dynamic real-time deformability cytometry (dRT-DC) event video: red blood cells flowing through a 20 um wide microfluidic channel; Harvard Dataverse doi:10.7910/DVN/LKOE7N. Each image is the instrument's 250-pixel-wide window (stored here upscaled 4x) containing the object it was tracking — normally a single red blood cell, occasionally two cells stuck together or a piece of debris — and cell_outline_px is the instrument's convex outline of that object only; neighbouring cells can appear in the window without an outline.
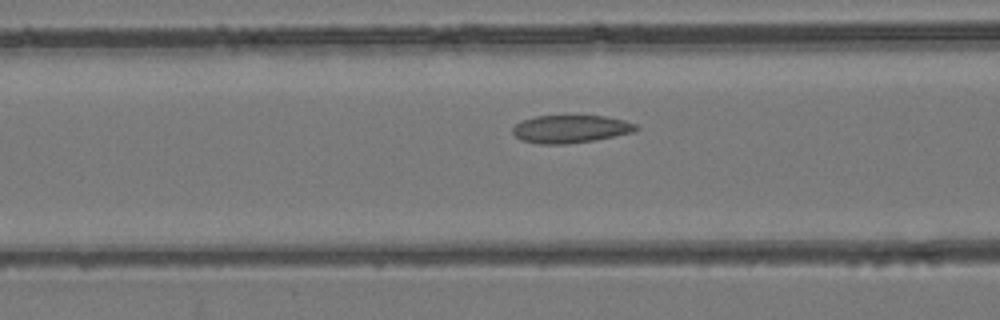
{"species": "common noctule bat (a hibernating species)", "species_latin": "Nyctalus noctula", "temperature_condition": "room temperature", "stored_images_in_passage": 46, "camera_frame_rate_fps": 3000, "um_per_image_px": 0.085, "animal": {"sex": "female", "body_mass_g": 24.6, "forearm_length_mm": 56.2}, "frame": {"image": 1, "passage_image": 17, "time_ms": 5.333, "image_size_px": [1000, 320], "cell_outline_px": [[640, 128], [636, 132], [592, 140], [564, 144], [540, 144], [520, 140], [512, 132], [512, 128], [516, 124], [524, 120], [536, 116], [604, 116], [624, 120], [636, 124]], "centroid_in_image_um": [48.52, 10.96], "position_along_channel_um": 118.1, "area_um2": 19.88}}
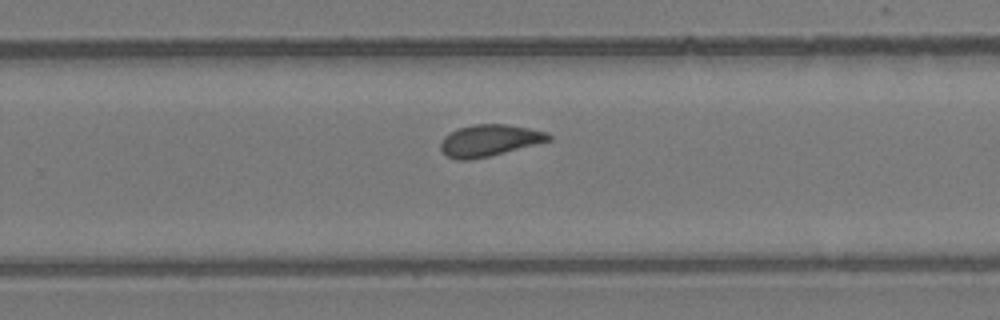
{"frame": {"image": 2, "passage_image": 29, "time_ms": 9.333, "image_size_px": [1000, 320], "cell_outline_px": [[552, 140], [488, 156], [468, 160], [456, 160], [448, 156], [440, 148], [440, 144], [444, 136], [460, 128], [472, 124], [508, 124], [548, 132], [552, 136]], "centroid_in_image_um": [41.61, 11.93], "position_along_channel_um": 288.2, "area_um2": 19.71}}
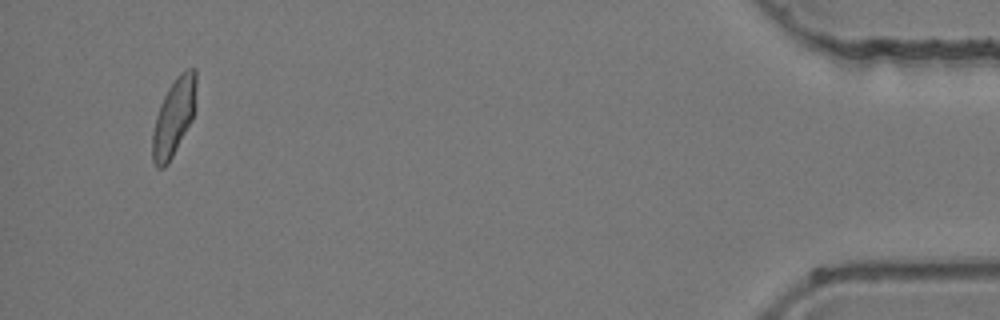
{"frame": {"image": 3, "passage_image": 44, "time_ms": 14.333, "image_size_px": [1000, 320], "cell_outline_px": [[196, 108], [192, 120], [168, 164], [164, 168], [156, 168], [152, 160], [152, 132], [156, 116], [160, 104], [168, 88], [176, 76], [180, 72], [188, 68], [196, 68]], "centroid_in_image_um": [14.78, 9.94], "position_along_channel_um": 420.4, "area_um2": 20.0}}